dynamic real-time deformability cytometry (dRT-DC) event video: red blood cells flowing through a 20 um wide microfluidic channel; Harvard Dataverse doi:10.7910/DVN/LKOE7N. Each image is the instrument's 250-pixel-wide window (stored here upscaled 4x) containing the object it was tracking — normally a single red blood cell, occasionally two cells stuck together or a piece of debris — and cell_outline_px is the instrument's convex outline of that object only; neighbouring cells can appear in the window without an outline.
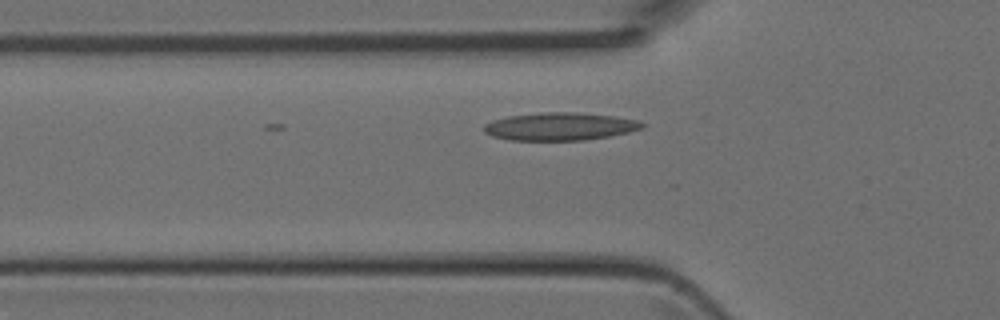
{"species": "Egyptian fruit bat (a non-hibernating species)", "species_latin": "Rousettus aegyptiacus", "temperature_condition": "room temperature", "stored_images_in_passage": 3, "camera_frame_rate_fps": 3000, "um_per_image_px": 0.085, "animal": {"sex": "female"}, "frame": {"image": 1, "passage_image": 3, "time_ms": 0.667, "image_size_px": [1000, 320], "cell_outline_px": [[644, 128], [628, 132], [608, 136], [584, 140], [508, 140], [492, 136], [484, 132], [484, 124], [492, 120], [508, 116], [540, 112], [576, 112], [612, 116], [640, 120], [644, 124]], "centroid_in_image_um": [47.57, 10.74], "position_along_channel_um": 78.2, "area_um2": 25.66}}